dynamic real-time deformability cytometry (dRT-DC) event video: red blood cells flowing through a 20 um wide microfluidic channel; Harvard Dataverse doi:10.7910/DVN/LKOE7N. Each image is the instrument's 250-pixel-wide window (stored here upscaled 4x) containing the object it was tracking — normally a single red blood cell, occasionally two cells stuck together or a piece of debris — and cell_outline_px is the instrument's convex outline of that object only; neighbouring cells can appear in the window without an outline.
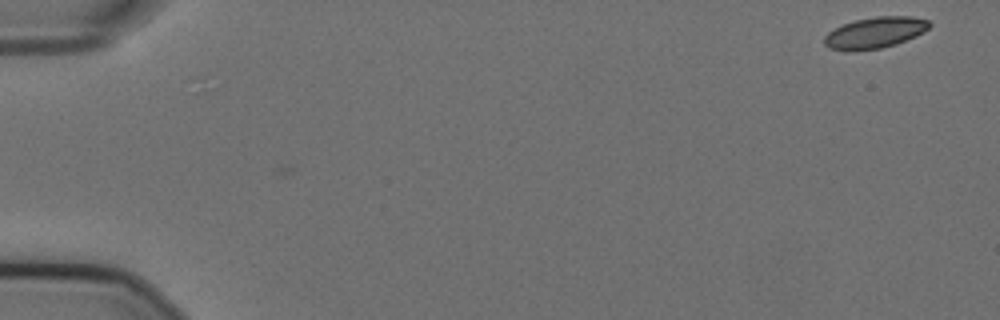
{"species": "Egyptian fruit bat (a non-hibernating species)", "species_latin": "Rousettus aegyptiacus", "temperature_condition": "cold", "stored_images_in_passage": 3, "camera_frame_rate_fps": 3000, "um_per_image_px": 0.085, "animal": {"sex": "female"}, "frame": {"image": 1, "passage_image": 3, "time_ms": 0.667, "image_size_px": [1000, 320], "cell_outline_px": [[932, 24], [924, 32], [916, 36], [896, 44], [880, 48], [852, 52], [844, 52], [828, 48], [824, 44], [824, 36], [828, 32], [844, 24], [856, 20], [876, 16], [912, 16], [928, 20]], "centroid_in_image_um": [74.35, 2.8], "position_along_channel_um": 10.6, "area_um2": 19.31}}